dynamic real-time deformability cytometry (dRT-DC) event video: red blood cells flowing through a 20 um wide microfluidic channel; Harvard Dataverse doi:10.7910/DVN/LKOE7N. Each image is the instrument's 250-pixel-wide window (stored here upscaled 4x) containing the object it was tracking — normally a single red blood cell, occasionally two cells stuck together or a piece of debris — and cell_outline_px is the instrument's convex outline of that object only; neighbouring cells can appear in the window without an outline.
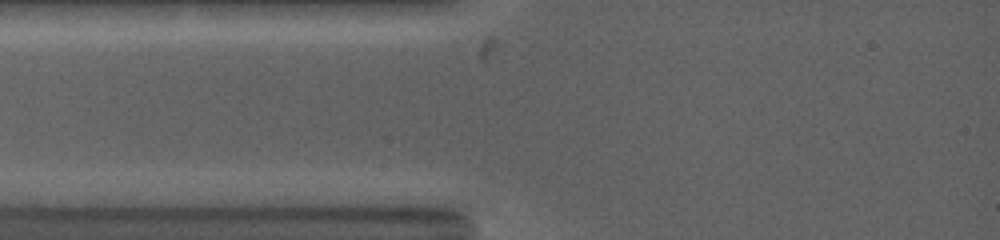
{"species": "common noctule bat (a hibernating species)", "species_latin": "Nyctalus noctula", "temperature_condition": "warm", "stored_images_in_passage": 2, "camera_frame_rate_fps": 5000, "um_per_image_px": 0.085, "animal": {"sex": "female", "body_mass_g": 19.0, "forearm_length_mm": 53.3}, "frame": {"image": 1, "passage_image": 1, "time_ms": 0.0, "image_size_px": [1000, 240], "cell_outline_px": [[416, 164], [408, 168], [336, 168], [272, 164], [264, 160], [264, 156], [372, 156], [416, 160]], "centroid_in_image_um": [29.06, 13.75], "position_along_channel_um": 55.9, "area_um2": 11.16}}